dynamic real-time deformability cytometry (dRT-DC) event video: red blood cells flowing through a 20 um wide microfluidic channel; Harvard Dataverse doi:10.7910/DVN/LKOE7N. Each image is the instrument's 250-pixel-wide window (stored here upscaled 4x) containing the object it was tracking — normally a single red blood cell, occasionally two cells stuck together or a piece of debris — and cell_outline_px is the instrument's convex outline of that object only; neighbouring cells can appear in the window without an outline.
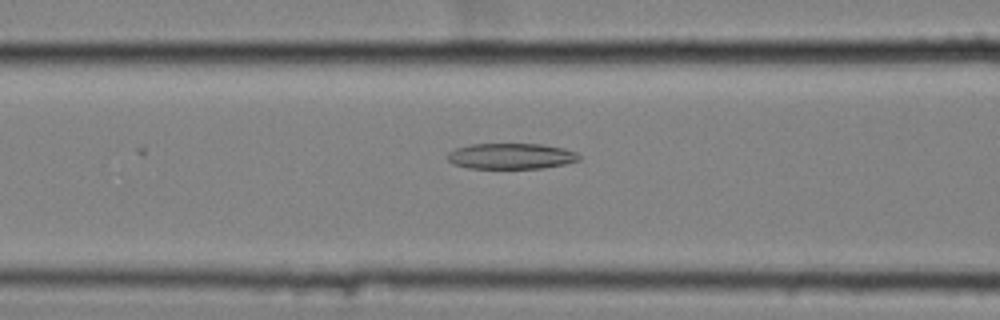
{"species": "common noctule bat (a hibernating species)", "species_latin": "Nyctalus noctula", "temperature_condition": "cold", "stored_images_in_passage": 30, "camera_frame_rate_fps": 3000, "um_per_image_px": 0.085, "animal": {"sex": "female", "body_mass_g": 25.1}, "frame": {"image": 1, "passage_image": 11, "time_ms": 3.333, "image_size_px": [1000, 320], "cell_outline_px": [[580, 160], [564, 164], [540, 168], [468, 168], [452, 164], [448, 160], [448, 152], [456, 148], [472, 144], [540, 144], [564, 148], [576, 152], [580, 156]], "centroid_in_image_um": [43.43, 13.27], "position_along_channel_um": 123.2, "area_um2": 19.71}}
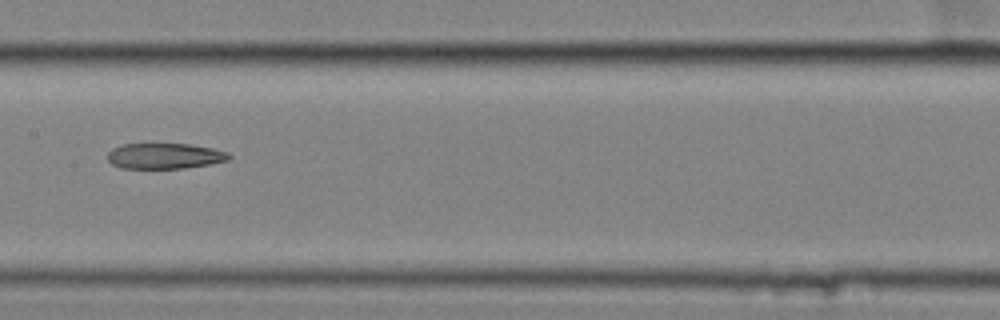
{"frame": {"image": 2, "passage_image": 17, "time_ms": 5.333, "image_size_px": [1000, 320], "cell_outline_px": [[232, 156], [228, 160], [208, 164], [184, 168], [120, 168], [112, 164], [108, 160], [108, 152], [112, 148], [124, 144], [188, 144], [212, 148], [228, 152]], "centroid_in_image_um": [13.99, 13.26], "position_along_channel_um": 193.4, "area_um2": 18.03}}
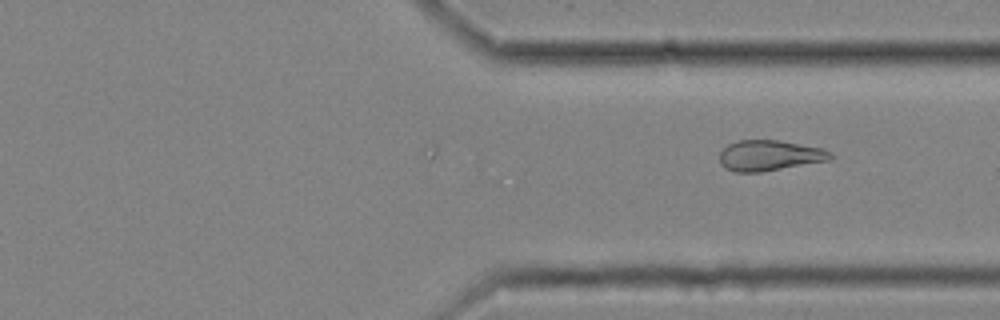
{"frame": {"image": 3, "passage_image": 30, "time_ms": 9.667, "image_size_px": [1000, 320], "cell_outline_px": [[832, 156], [828, 160], [760, 172], [736, 172], [724, 168], [720, 164], [720, 152], [728, 144], [736, 140], [780, 140], [820, 148], [832, 152]], "centroid_in_image_um": [65.35, 13.21], "position_along_channel_um": 346.0, "area_um2": 19.59}}